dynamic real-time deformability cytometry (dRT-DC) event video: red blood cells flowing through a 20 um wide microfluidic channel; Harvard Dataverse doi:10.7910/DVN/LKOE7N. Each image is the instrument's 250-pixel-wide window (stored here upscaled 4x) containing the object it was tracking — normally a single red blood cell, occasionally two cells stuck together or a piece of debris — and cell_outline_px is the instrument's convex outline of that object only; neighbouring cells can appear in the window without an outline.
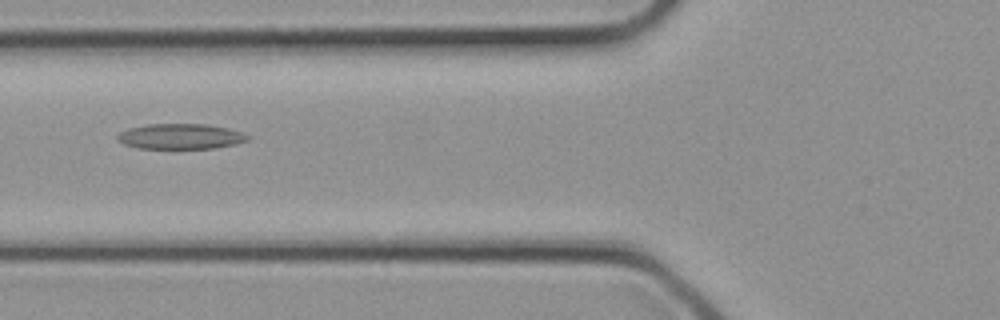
{"species": "common noctule bat (a hibernating species)", "species_latin": "Nyctalus noctula", "temperature_condition": "cold", "stored_images_in_passage": 12, "camera_frame_rate_fps": 3000, "um_per_image_px": 0.085, "animal": {"sex": "female", "body_mass_g": 21.9}, "frame": {"image": 1, "passage_image": 3, "time_ms": 0.667, "image_size_px": [1000, 320], "cell_outline_px": [[252, 136], [248, 140], [236, 144], [216, 148], [140, 148], [124, 144], [116, 140], [116, 136], [120, 132], [128, 128], [148, 124], [208, 124], [228, 128]], "centroid_in_image_um": [15.36, 11.59], "position_along_channel_um": 110.4, "area_um2": 19.31}}
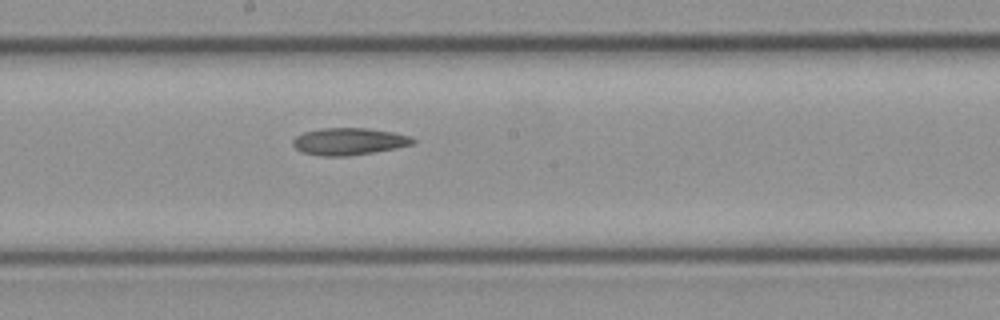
{"frame": {"image": 2, "passage_image": 8, "time_ms": 2.333, "image_size_px": [1000, 320], "cell_outline_px": [[416, 140], [412, 144], [372, 152], [348, 156], [320, 156], [300, 152], [292, 144], [292, 140], [296, 136], [304, 132], [320, 128], [368, 128], [392, 132], [412, 136]], "centroid_in_image_um": [29.61, 12.02], "position_along_channel_um": 218.6, "area_um2": 18.9}}
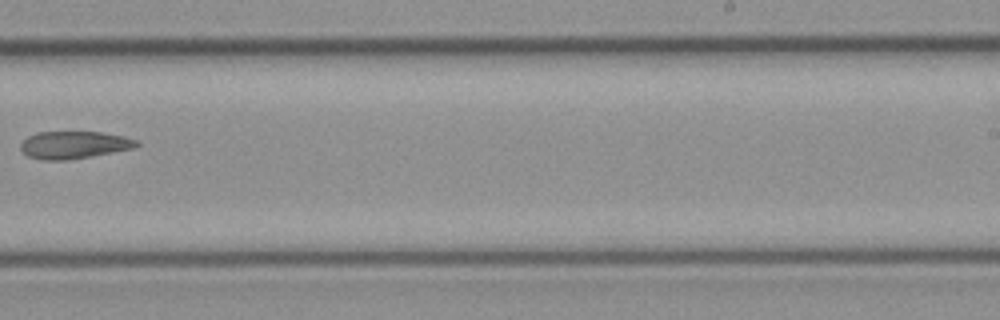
{"frame": {"image": 3, "passage_image": 11, "time_ms": 3.333, "image_size_px": [1000, 320], "cell_outline_px": [[140, 144], [132, 148], [92, 156], [68, 160], [40, 160], [28, 156], [20, 148], [20, 144], [28, 136], [36, 132], [100, 132], [124, 136], [140, 140]], "centroid_in_image_um": [6.29, 12.31], "position_along_channel_um": 282.7, "area_um2": 18.55}}